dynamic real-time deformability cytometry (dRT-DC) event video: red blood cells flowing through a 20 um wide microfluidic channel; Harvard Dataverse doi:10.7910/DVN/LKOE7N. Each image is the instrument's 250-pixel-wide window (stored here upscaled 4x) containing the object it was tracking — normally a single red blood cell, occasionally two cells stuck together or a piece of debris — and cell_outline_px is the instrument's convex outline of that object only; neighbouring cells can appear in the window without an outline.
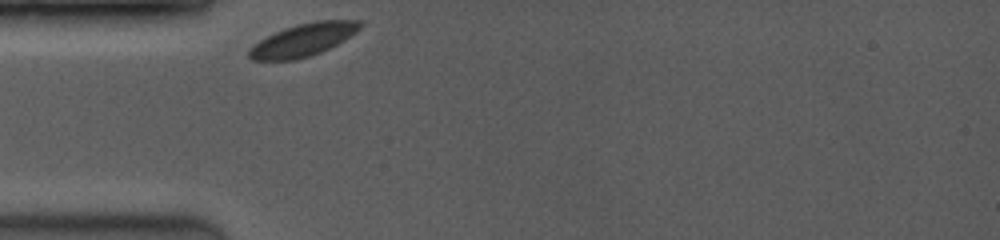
{"species": "common noctule bat (a hibernating species)", "species_latin": "Nyctalus noctula", "temperature_condition": "room temperature", "stored_images_in_passage": 47, "camera_frame_rate_fps": 3500, "um_per_image_px": 0.085, "animal": {"sex": "female", "body_mass_g": 19.0, "forearm_length_mm": 53.3}, "frame": {"image": 1, "passage_image": 1, "time_ms": 0.0, "image_size_px": [1000, 240], "cell_outline_px": [[364, 24], [356, 32], [344, 40], [320, 52], [296, 60], [252, 60], [248, 56], [248, 52], [260, 40], [284, 28], [316, 20], [360, 20]], "centroid_in_image_um": [25.81, 3.38], "position_along_channel_um": 59.2, "area_um2": 20.75}}
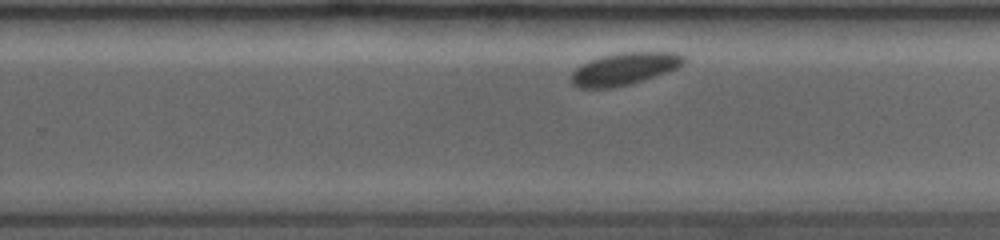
{"frame": {"image": 2, "passage_image": 31, "time_ms": 6.0, "image_size_px": [1000, 240], "cell_outline_px": [[688, 60], [684, 64], [676, 68], [644, 80], [632, 84], [612, 88], [576, 88], [572, 84], [568, 76], [580, 64], [588, 60], [600, 56], [620, 52], [676, 52], [684, 56]], "centroid_in_image_um": [53.03, 5.85], "position_along_channel_um": 276.8, "area_um2": 21.62}}
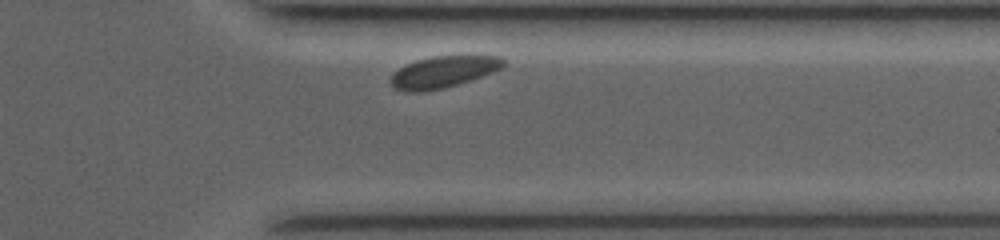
{"frame": {"image": 3, "passage_image": 43, "time_ms": 8.571, "image_size_px": [1000, 240], "cell_outline_px": [[508, 64], [504, 68], [472, 80], [444, 88], [428, 92], [404, 92], [392, 88], [392, 72], [404, 64], [416, 60], [432, 56], [500, 56]], "centroid_in_image_um": [37.68, 6.12], "position_along_channel_um": 373.7, "area_um2": 21.21}}